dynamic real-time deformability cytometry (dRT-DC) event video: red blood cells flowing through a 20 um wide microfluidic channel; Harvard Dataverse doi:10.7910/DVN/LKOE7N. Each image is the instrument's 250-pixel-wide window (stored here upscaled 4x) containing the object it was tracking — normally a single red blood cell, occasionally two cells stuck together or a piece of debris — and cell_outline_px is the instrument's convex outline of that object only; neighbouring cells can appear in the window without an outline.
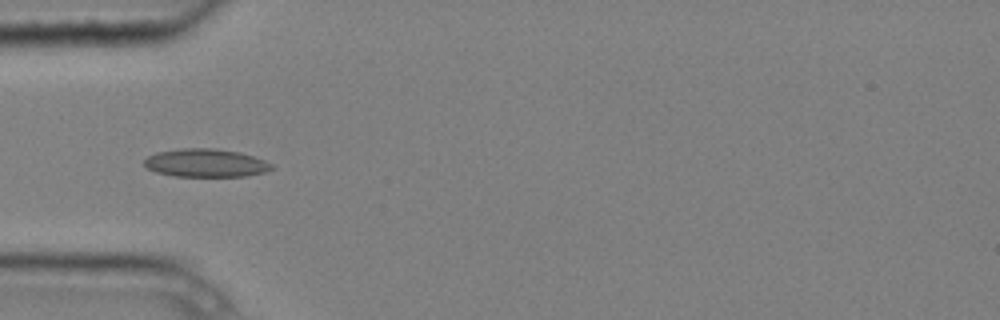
{"species": "common noctule bat (a hibernating species)", "species_latin": "Nyctalus noctula", "temperature_condition": "cold", "stored_images_in_passage": 8, "camera_frame_rate_fps": 3000, "um_per_image_px": 0.085, "animal": {"sex": "male", "body_mass_g": 20.4}, "frame": {"image": 1, "passage_image": 6, "time_ms": 1.667, "image_size_px": [1000, 320], "cell_outline_px": [[276, 168], [264, 172], [248, 176], [176, 176], [156, 172], [148, 168], [144, 164], [144, 160], [148, 156], [156, 152], [180, 148], [212, 148], [240, 152], [264, 160], [272, 164]], "centroid_in_image_um": [17.5, 13.85], "position_along_channel_um": 67.5, "area_um2": 20.92}}
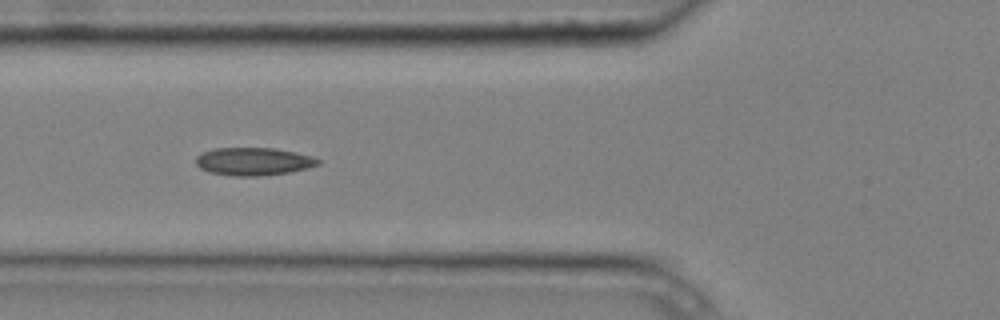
{"frame": {"image": 2, "passage_image": 7, "time_ms": 2.0, "image_size_px": [1000, 320], "cell_outline_px": [[320, 164], [308, 168], [288, 172], [256, 176], [232, 176], [212, 172], [200, 168], [196, 164], [196, 156], [204, 152], [216, 148], [272, 148], [296, 152], [312, 156], [320, 160]], "centroid_in_image_um": [21.56, 13.72], "position_along_channel_um": 104.2, "area_um2": 19.65}}
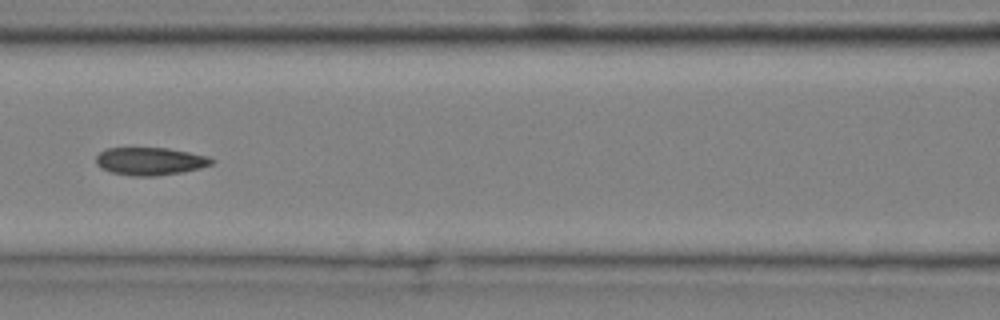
{"frame": {"image": 3, "passage_image": 8, "time_ms": 2.333, "image_size_px": [1000, 320], "cell_outline_px": [[216, 160], [212, 164], [200, 168], [184, 172], [156, 176], [132, 176], [112, 172], [100, 168], [96, 164], [96, 156], [104, 148], [168, 148], [208, 156]], "centroid_in_image_um": [12.76, 13.71], "position_along_channel_um": 153.8, "area_um2": 18.84}}